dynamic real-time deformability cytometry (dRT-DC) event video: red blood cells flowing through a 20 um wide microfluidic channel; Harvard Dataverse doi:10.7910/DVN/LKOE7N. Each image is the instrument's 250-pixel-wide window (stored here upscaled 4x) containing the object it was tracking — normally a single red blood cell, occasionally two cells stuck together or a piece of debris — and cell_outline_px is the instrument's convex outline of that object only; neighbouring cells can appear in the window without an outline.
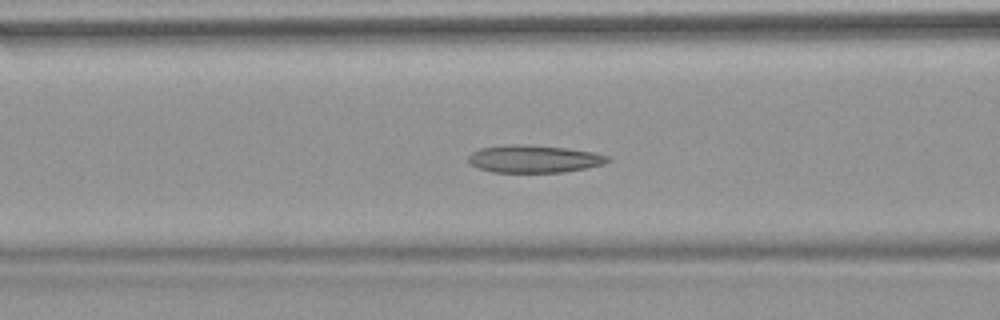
{"species": "common noctule bat (a hibernating species)", "species_latin": "Nyctalus noctula", "temperature_condition": "warm", "stored_images_in_passage": 47, "camera_frame_rate_fps": 3000, "um_per_image_px": 0.085, "animal": {"sex": "female", "body_mass_g": 18.4}, "frame": {"image": 1, "passage_image": 15, "time_ms": 4.667, "image_size_px": [1000, 320], "cell_outline_px": [[612, 160], [604, 164], [564, 172], [492, 172], [480, 168], [472, 164], [468, 160], [468, 156], [472, 152], [480, 148], [504, 144], [528, 144], [568, 148], [596, 152], [608, 156]], "centroid_in_image_um": [45.41, 13.49], "position_along_channel_um": 121.2, "area_um2": 22.54}}
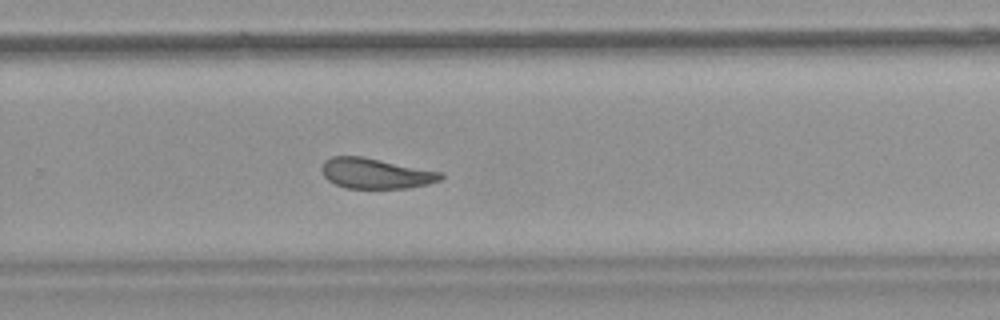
{"frame": {"image": 2, "passage_image": 29, "time_ms": 9.333, "image_size_px": [1000, 320], "cell_outline_px": [[444, 176], [440, 180], [428, 184], [408, 188], [348, 188], [336, 184], [328, 180], [324, 176], [320, 168], [324, 160], [332, 156], [364, 156], [444, 172]], "centroid_in_image_um": [31.95, 14.72], "position_along_channel_um": 297.8, "area_um2": 21.33}}
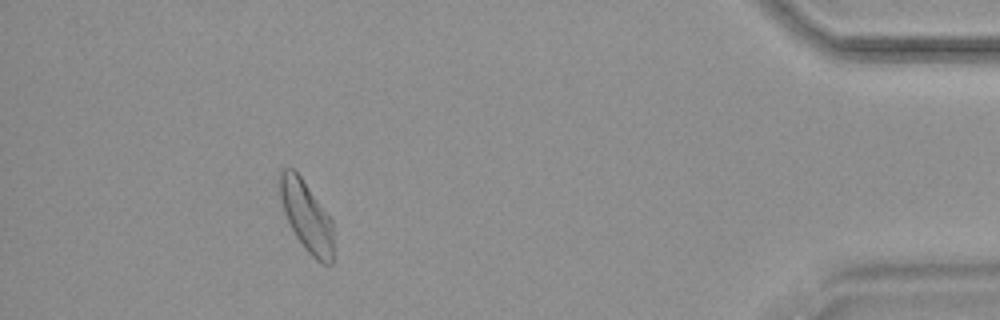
{"frame": {"image": 3, "passage_image": 42, "time_ms": 13.667, "image_size_px": [1000, 320], "cell_outline_px": [[332, 264], [328, 268], [320, 264], [304, 248], [296, 236], [284, 212], [280, 200], [280, 168], [296, 168], [332, 220]], "centroid_in_image_um": [26.06, 18.37], "position_along_channel_um": 409.1, "area_um2": 22.14}, "authors_computed_cell_mechanics": {"area_um2": 22.3108, "velocity_mm_per_s": 3.8034, "shape_relaxation_time_tau1_ms": null, "shape_relaxation_time_tau2_ms": 4.1925, "deformation_change_tau1": null, "deformation_change_tau2": 0.1131}}